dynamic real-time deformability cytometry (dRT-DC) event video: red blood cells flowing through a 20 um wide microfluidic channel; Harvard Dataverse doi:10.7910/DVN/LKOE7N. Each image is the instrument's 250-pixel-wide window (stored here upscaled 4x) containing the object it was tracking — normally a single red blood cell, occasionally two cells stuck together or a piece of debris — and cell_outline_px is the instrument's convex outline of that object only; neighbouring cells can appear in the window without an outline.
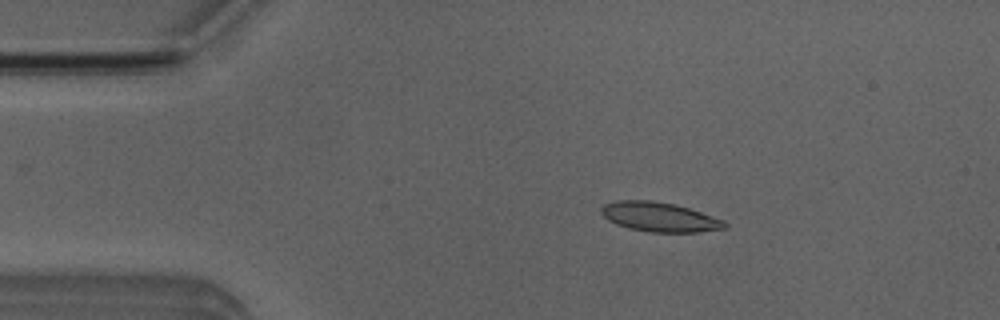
{"species": "Egyptian fruit bat (a non-hibernating species)", "species_latin": "Rousettus aegyptiacus", "temperature_condition": "room temperature", "stored_images_in_passage": 52, "camera_frame_rate_fps": 3000, "um_per_image_px": 0.085, "animal": {"sex": "male"}, "frame": {"image": 1, "passage_image": 9, "time_ms": 2.667, "image_size_px": [1000, 320], "cell_outline_px": [[728, 228], [700, 232], [652, 232], [628, 228], [616, 224], [608, 220], [600, 212], [600, 208], [604, 204], [616, 200], [652, 200], [676, 204], [724, 220], [728, 224]], "centroid_in_image_um": [56.06, 18.44], "position_along_channel_um": 28.9, "area_um2": 21.33}}
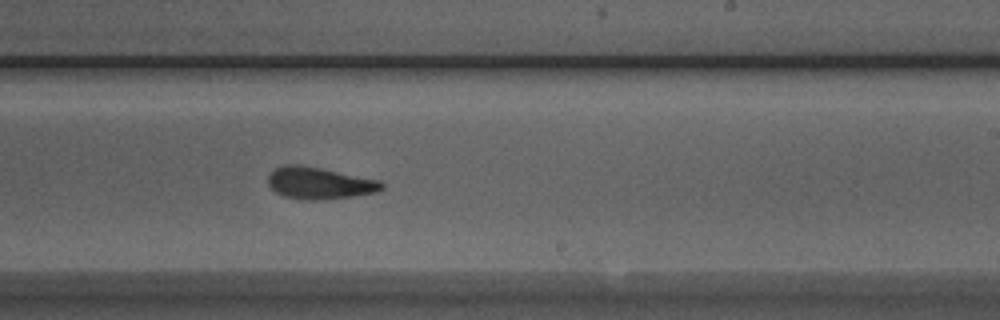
{"frame": {"image": 2, "passage_image": 31, "time_ms": 10.0, "image_size_px": [1000, 320], "cell_outline_px": [[384, 188], [376, 192], [352, 196], [320, 200], [304, 200], [284, 196], [276, 192], [268, 184], [268, 176], [276, 168], [284, 164], [300, 164], [380, 180], [384, 184]], "centroid_in_image_um": [27.14, 15.56], "position_along_channel_um": 261.9, "area_um2": 21.04}}
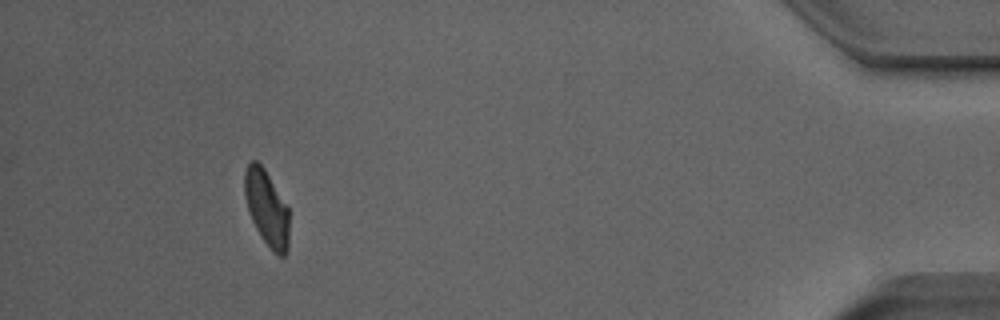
{"frame": {"image": 3, "passage_image": 48, "time_ms": 15.667, "image_size_px": [1000, 320], "cell_outline_px": [[288, 252], [284, 256], [280, 256], [272, 252], [256, 228], [252, 220], [244, 196], [244, 172], [248, 164], [252, 160], [256, 160], [264, 168], [288, 208]], "centroid_in_image_um": [22.66, 17.69], "position_along_channel_um": 412.5, "area_um2": 19.42}, "authors_computed_cell_mechanics": {"area_um2": 21.0392, "velocity_mm_per_s": 3.8766, "shape_relaxation_time_tau1_ms": 6.2161, "shape_relaxation_time_tau2_ms": 3.3101, "deformation_change_tau1": 0.1652, "deformation_change_tau2": 0.0995}}